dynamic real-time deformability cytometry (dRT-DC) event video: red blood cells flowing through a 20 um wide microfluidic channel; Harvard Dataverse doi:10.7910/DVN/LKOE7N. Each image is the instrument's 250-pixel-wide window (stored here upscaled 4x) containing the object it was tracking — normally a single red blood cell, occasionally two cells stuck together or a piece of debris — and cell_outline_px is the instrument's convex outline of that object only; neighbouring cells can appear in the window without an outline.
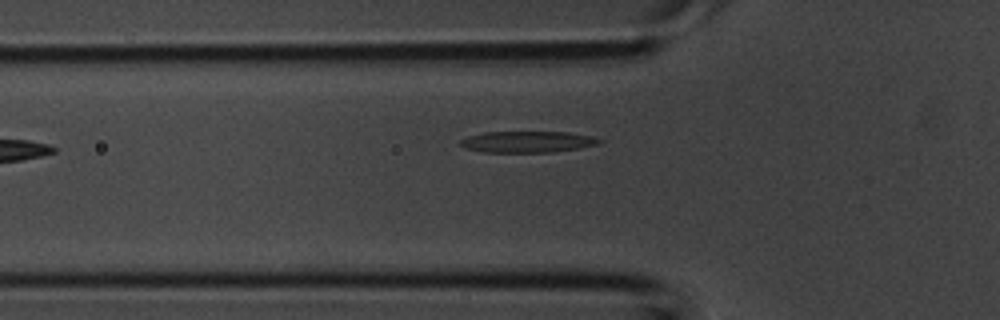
{"species": "common noctule bat (a hibernating species)", "species_latin": "Nyctalus noctula", "temperature_condition": "room temperature", "stored_images_in_passage": 3, "camera_frame_rate_fps": 3000, "um_per_image_px": 0.085, "animal": {"sex": "male", "body_mass_g": 20.1, "forearm_length_mm": 53.5}, "frame": {"image": 1, "passage_image": 3, "time_ms": 0.667, "image_size_px": [1000, 320], "cell_outline_px": [[604, 140], [596, 144], [580, 148], [552, 152], [484, 152], [464, 148], [460, 144], [460, 140], [468, 136], [484, 132], [568, 132], [592, 136]], "centroid_in_image_um": [44.82, 12.05], "position_along_channel_um": 81.0, "area_um2": 17.22}}